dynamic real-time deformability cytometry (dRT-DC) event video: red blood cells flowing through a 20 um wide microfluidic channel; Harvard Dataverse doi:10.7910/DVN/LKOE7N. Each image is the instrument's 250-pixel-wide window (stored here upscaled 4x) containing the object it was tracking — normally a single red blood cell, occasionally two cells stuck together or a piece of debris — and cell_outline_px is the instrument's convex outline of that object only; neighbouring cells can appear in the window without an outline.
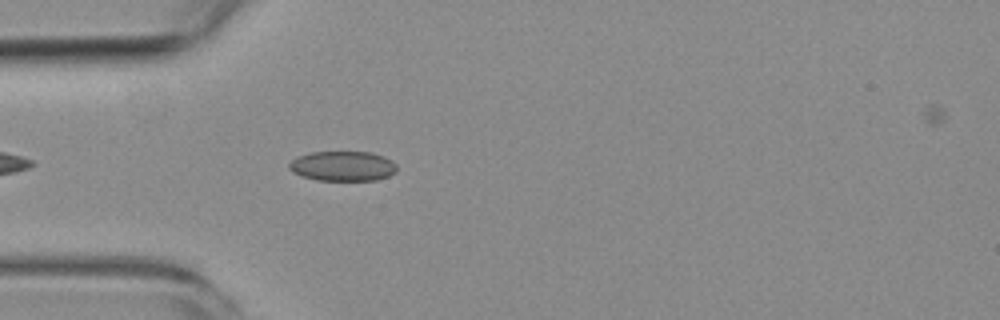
{"species": "common noctule bat (a hibernating species)", "species_latin": "Nyctalus noctula", "temperature_condition": "room temperature", "stored_images_in_passage": 2, "camera_frame_rate_fps": 3000, "um_per_image_px": 0.085, "animal": {"sex": "female", "body_mass_g": 19.3, "forearm_length_mm": 54.1}, "frame": {"image": 1, "passage_image": 2, "time_ms": 1.0, "image_size_px": [1000, 320], "cell_outline_px": [[396, 172], [388, 176], [376, 180], [316, 180], [300, 176], [292, 172], [288, 168], [288, 164], [296, 156], [312, 152], [372, 152], [384, 156], [392, 160], [396, 164]], "centroid_in_image_um": [29.11, 14.11], "position_along_channel_um": 55.9, "area_um2": 18.96}}